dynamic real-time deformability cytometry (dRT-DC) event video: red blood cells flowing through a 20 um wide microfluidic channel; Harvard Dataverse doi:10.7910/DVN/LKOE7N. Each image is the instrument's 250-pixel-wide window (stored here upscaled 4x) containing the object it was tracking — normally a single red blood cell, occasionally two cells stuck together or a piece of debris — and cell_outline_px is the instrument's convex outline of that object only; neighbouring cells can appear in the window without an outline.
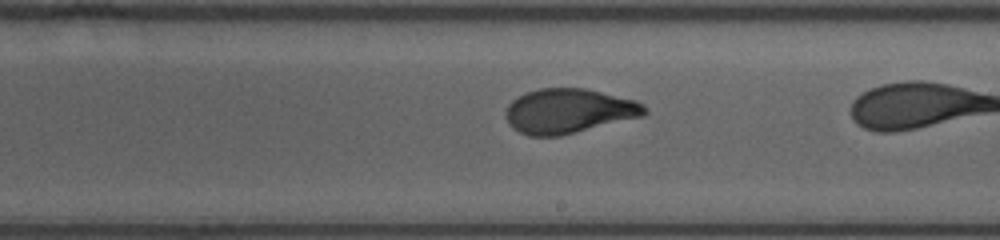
{"species": "human", "species_latin": "Homo sapiens", "temperature_condition": "room temperature", "stored_images_in_passage": 27, "camera_frame_rate_fps": 3000, "um_per_image_px": 0.085, "donor": {"sex": "female"}, "frame": {"image": 1, "passage_image": 19, "time_ms": 6.667, "image_size_px": [1000, 240], "cell_outline_px": [[648, 112], [644, 116], [560, 136], [528, 136], [512, 128], [508, 124], [504, 116], [504, 112], [508, 104], [512, 100], [528, 92], [540, 88], [584, 88], [636, 100], [644, 104]], "centroid_in_image_um": [48.33, 9.44], "position_along_channel_um": 240.7, "area_um2": 36.3}}